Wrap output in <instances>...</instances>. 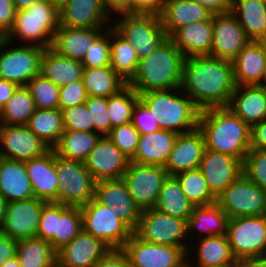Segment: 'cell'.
<instances>
[{"label":"cell","mask_w":266,"mask_h":267,"mask_svg":"<svg viewBox=\"0 0 266 267\" xmlns=\"http://www.w3.org/2000/svg\"><path fill=\"white\" fill-rule=\"evenodd\" d=\"M226 235L234 258L248 267L266 246V214L230 218Z\"/></svg>","instance_id":"8"},{"label":"cell","mask_w":266,"mask_h":267,"mask_svg":"<svg viewBox=\"0 0 266 267\" xmlns=\"http://www.w3.org/2000/svg\"><path fill=\"white\" fill-rule=\"evenodd\" d=\"M118 16L116 23L111 25L134 47L139 60L148 57L168 37L156 11Z\"/></svg>","instance_id":"6"},{"label":"cell","mask_w":266,"mask_h":267,"mask_svg":"<svg viewBox=\"0 0 266 267\" xmlns=\"http://www.w3.org/2000/svg\"><path fill=\"white\" fill-rule=\"evenodd\" d=\"M262 42H263V44H264V46L266 48V37L262 40Z\"/></svg>","instance_id":"71"},{"label":"cell","mask_w":266,"mask_h":267,"mask_svg":"<svg viewBox=\"0 0 266 267\" xmlns=\"http://www.w3.org/2000/svg\"><path fill=\"white\" fill-rule=\"evenodd\" d=\"M227 107L251 128L266 120V89L258 85H236Z\"/></svg>","instance_id":"26"},{"label":"cell","mask_w":266,"mask_h":267,"mask_svg":"<svg viewBox=\"0 0 266 267\" xmlns=\"http://www.w3.org/2000/svg\"><path fill=\"white\" fill-rule=\"evenodd\" d=\"M243 174L266 191V150L250 149L242 163Z\"/></svg>","instance_id":"48"},{"label":"cell","mask_w":266,"mask_h":267,"mask_svg":"<svg viewBox=\"0 0 266 267\" xmlns=\"http://www.w3.org/2000/svg\"><path fill=\"white\" fill-rule=\"evenodd\" d=\"M10 43L5 37H0V78L18 86H26L32 78L40 74L41 58L45 49L29 44L5 49Z\"/></svg>","instance_id":"12"},{"label":"cell","mask_w":266,"mask_h":267,"mask_svg":"<svg viewBox=\"0 0 266 267\" xmlns=\"http://www.w3.org/2000/svg\"><path fill=\"white\" fill-rule=\"evenodd\" d=\"M178 134L168 130L141 135L135 155L130 159L138 164L164 166Z\"/></svg>","instance_id":"32"},{"label":"cell","mask_w":266,"mask_h":267,"mask_svg":"<svg viewBox=\"0 0 266 267\" xmlns=\"http://www.w3.org/2000/svg\"><path fill=\"white\" fill-rule=\"evenodd\" d=\"M194 206L182 191L177 178L168 175L159 191L154 208L173 217L188 221Z\"/></svg>","instance_id":"36"},{"label":"cell","mask_w":266,"mask_h":267,"mask_svg":"<svg viewBox=\"0 0 266 267\" xmlns=\"http://www.w3.org/2000/svg\"><path fill=\"white\" fill-rule=\"evenodd\" d=\"M212 23L213 41L210 56L232 62L250 39L231 12L212 15Z\"/></svg>","instance_id":"18"},{"label":"cell","mask_w":266,"mask_h":267,"mask_svg":"<svg viewBox=\"0 0 266 267\" xmlns=\"http://www.w3.org/2000/svg\"><path fill=\"white\" fill-rule=\"evenodd\" d=\"M17 253V240L0 232V265L12 259Z\"/></svg>","instance_id":"57"},{"label":"cell","mask_w":266,"mask_h":267,"mask_svg":"<svg viewBox=\"0 0 266 267\" xmlns=\"http://www.w3.org/2000/svg\"><path fill=\"white\" fill-rule=\"evenodd\" d=\"M59 25V7L49 1L38 0L27 9L16 11L13 28L5 38L11 44L15 38H20L29 45L46 49L51 47Z\"/></svg>","instance_id":"5"},{"label":"cell","mask_w":266,"mask_h":267,"mask_svg":"<svg viewBox=\"0 0 266 267\" xmlns=\"http://www.w3.org/2000/svg\"><path fill=\"white\" fill-rule=\"evenodd\" d=\"M15 13L13 0H0V37H5L13 28Z\"/></svg>","instance_id":"55"},{"label":"cell","mask_w":266,"mask_h":267,"mask_svg":"<svg viewBox=\"0 0 266 267\" xmlns=\"http://www.w3.org/2000/svg\"><path fill=\"white\" fill-rule=\"evenodd\" d=\"M88 98L84 83L77 80L60 87L59 109L74 107L85 103Z\"/></svg>","instance_id":"52"},{"label":"cell","mask_w":266,"mask_h":267,"mask_svg":"<svg viewBox=\"0 0 266 267\" xmlns=\"http://www.w3.org/2000/svg\"><path fill=\"white\" fill-rule=\"evenodd\" d=\"M18 87L17 84L0 78V110L11 99Z\"/></svg>","instance_id":"60"},{"label":"cell","mask_w":266,"mask_h":267,"mask_svg":"<svg viewBox=\"0 0 266 267\" xmlns=\"http://www.w3.org/2000/svg\"><path fill=\"white\" fill-rule=\"evenodd\" d=\"M158 13L168 37L180 27L209 20L213 15L204 6L192 0H165Z\"/></svg>","instance_id":"29"},{"label":"cell","mask_w":266,"mask_h":267,"mask_svg":"<svg viewBox=\"0 0 266 267\" xmlns=\"http://www.w3.org/2000/svg\"><path fill=\"white\" fill-rule=\"evenodd\" d=\"M174 176L179 181L186 197L195 206L216 203L217 198L212 194L199 168L184 171Z\"/></svg>","instance_id":"44"},{"label":"cell","mask_w":266,"mask_h":267,"mask_svg":"<svg viewBox=\"0 0 266 267\" xmlns=\"http://www.w3.org/2000/svg\"><path fill=\"white\" fill-rule=\"evenodd\" d=\"M204 6L213 15L228 13L231 10V0H192Z\"/></svg>","instance_id":"59"},{"label":"cell","mask_w":266,"mask_h":267,"mask_svg":"<svg viewBox=\"0 0 266 267\" xmlns=\"http://www.w3.org/2000/svg\"><path fill=\"white\" fill-rule=\"evenodd\" d=\"M0 146L1 158L17 161L37 158L50 150L26 125L2 124Z\"/></svg>","instance_id":"17"},{"label":"cell","mask_w":266,"mask_h":267,"mask_svg":"<svg viewBox=\"0 0 266 267\" xmlns=\"http://www.w3.org/2000/svg\"><path fill=\"white\" fill-rule=\"evenodd\" d=\"M48 241L34 237L17 241L20 267H48L57 257Z\"/></svg>","instance_id":"42"},{"label":"cell","mask_w":266,"mask_h":267,"mask_svg":"<svg viewBox=\"0 0 266 267\" xmlns=\"http://www.w3.org/2000/svg\"><path fill=\"white\" fill-rule=\"evenodd\" d=\"M122 249L132 267H187V253L182 248L149 243L135 234Z\"/></svg>","instance_id":"15"},{"label":"cell","mask_w":266,"mask_h":267,"mask_svg":"<svg viewBox=\"0 0 266 267\" xmlns=\"http://www.w3.org/2000/svg\"><path fill=\"white\" fill-rule=\"evenodd\" d=\"M1 126H2V123L0 122V135H1Z\"/></svg>","instance_id":"72"},{"label":"cell","mask_w":266,"mask_h":267,"mask_svg":"<svg viewBox=\"0 0 266 267\" xmlns=\"http://www.w3.org/2000/svg\"><path fill=\"white\" fill-rule=\"evenodd\" d=\"M103 3L110 17H113V12L119 15L137 13V2L135 0H103Z\"/></svg>","instance_id":"56"},{"label":"cell","mask_w":266,"mask_h":267,"mask_svg":"<svg viewBox=\"0 0 266 267\" xmlns=\"http://www.w3.org/2000/svg\"><path fill=\"white\" fill-rule=\"evenodd\" d=\"M59 17L61 26L80 28L106 27L112 19L103 0H64Z\"/></svg>","instance_id":"23"},{"label":"cell","mask_w":266,"mask_h":267,"mask_svg":"<svg viewBox=\"0 0 266 267\" xmlns=\"http://www.w3.org/2000/svg\"><path fill=\"white\" fill-rule=\"evenodd\" d=\"M94 267H132L122 248L110 250L95 264Z\"/></svg>","instance_id":"54"},{"label":"cell","mask_w":266,"mask_h":267,"mask_svg":"<svg viewBox=\"0 0 266 267\" xmlns=\"http://www.w3.org/2000/svg\"><path fill=\"white\" fill-rule=\"evenodd\" d=\"M197 241L196 243L199 244L196 246L198 251L197 249L195 250L197 255L196 263L193 265L189 254L187 256V266H222L230 263H242L234 258L227 235L202 237Z\"/></svg>","instance_id":"37"},{"label":"cell","mask_w":266,"mask_h":267,"mask_svg":"<svg viewBox=\"0 0 266 267\" xmlns=\"http://www.w3.org/2000/svg\"><path fill=\"white\" fill-rule=\"evenodd\" d=\"M131 123L141 135L150 134L161 129L147 106L140 99L134 106Z\"/></svg>","instance_id":"53"},{"label":"cell","mask_w":266,"mask_h":267,"mask_svg":"<svg viewBox=\"0 0 266 267\" xmlns=\"http://www.w3.org/2000/svg\"><path fill=\"white\" fill-rule=\"evenodd\" d=\"M50 149L59 141L64 132L60 109H37L25 124Z\"/></svg>","instance_id":"40"},{"label":"cell","mask_w":266,"mask_h":267,"mask_svg":"<svg viewBox=\"0 0 266 267\" xmlns=\"http://www.w3.org/2000/svg\"><path fill=\"white\" fill-rule=\"evenodd\" d=\"M162 130L177 134L193 131L198 126L200 110L181 90L149 91L139 95Z\"/></svg>","instance_id":"4"},{"label":"cell","mask_w":266,"mask_h":267,"mask_svg":"<svg viewBox=\"0 0 266 267\" xmlns=\"http://www.w3.org/2000/svg\"><path fill=\"white\" fill-rule=\"evenodd\" d=\"M82 230L80 206L49 202L43 206L36 237L48 241L57 252Z\"/></svg>","instance_id":"7"},{"label":"cell","mask_w":266,"mask_h":267,"mask_svg":"<svg viewBox=\"0 0 266 267\" xmlns=\"http://www.w3.org/2000/svg\"><path fill=\"white\" fill-rule=\"evenodd\" d=\"M35 198L47 203H57L58 175L54 163V150L44 155L25 161Z\"/></svg>","instance_id":"25"},{"label":"cell","mask_w":266,"mask_h":267,"mask_svg":"<svg viewBox=\"0 0 266 267\" xmlns=\"http://www.w3.org/2000/svg\"><path fill=\"white\" fill-rule=\"evenodd\" d=\"M46 203L35 197L7 203L0 232L17 241L36 237Z\"/></svg>","instance_id":"16"},{"label":"cell","mask_w":266,"mask_h":267,"mask_svg":"<svg viewBox=\"0 0 266 267\" xmlns=\"http://www.w3.org/2000/svg\"><path fill=\"white\" fill-rule=\"evenodd\" d=\"M38 0H13V4L16 11L24 10L29 8L33 3Z\"/></svg>","instance_id":"62"},{"label":"cell","mask_w":266,"mask_h":267,"mask_svg":"<svg viewBox=\"0 0 266 267\" xmlns=\"http://www.w3.org/2000/svg\"><path fill=\"white\" fill-rule=\"evenodd\" d=\"M94 40L82 61L84 68L110 66V26Z\"/></svg>","instance_id":"49"},{"label":"cell","mask_w":266,"mask_h":267,"mask_svg":"<svg viewBox=\"0 0 266 267\" xmlns=\"http://www.w3.org/2000/svg\"><path fill=\"white\" fill-rule=\"evenodd\" d=\"M266 150V120L251 127V148Z\"/></svg>","instance_id":"58"},{"label":"cell","mask_w":266,"mask_h":267,"mask_svg":"<svg viewBox=\"0 0 266 267\" xmlns=\"http://www.w3.org/2000/svg\"><path fill=\"white\" fill-rule=\"evenodd\" d=\"M80 209L83 230L101 239L110 248H123L134 234L111 207L98 203L94 198Z\"/></svg>","instance_id":"11"},{"label":"cell","mask_w":266,"mask_h":267,"mask_svg":"<svg viewBox=\"0 0 266 267\" xmlns=\"http://www.w3.org/2000/svg\"><path fill=\"white\" fill-rule=\"evenodd\" d=\"M248 267H266V262H252Z\"/></svg>","instance_id":"69"},{"label":"cell","mask_w":266,"mask_h":267,"mask_svg":"<svg viewBox=\"0 0 266 267\" xmlns=\"http://www.w3.org/2000/svg\"><path fill=\"white\" fill-rule=\"evenodd\" d=\"M0 267H5V262L2 265H0Z\"/></svg>","instance_id":"73"},{"label":"cell","mask_w":266,"mask_h":267,"mask_svg":"<svg viewBox=\"0 0 266 267\" xmlns=\"http://www.w3.org/2000/svg\"><path fill=\"white\" fill-rule=\"evenodd\" d=\"M54 163L58 175L57 203L81 207L94 198L96 181L84 162L63 158L54 151Z\"/></svg>","instance_id":"10"},{"label":"cell","mask_w":266,"mask_h":267,"mask_svg":"<svg viewBox=\"0 0 266 267\" xmlns=\"http://www.w3.org/2000/svg\"><path fill=\"white\" fill-rule=\"evenodd\" d=\"M187 267H246L243 263H230L222 266H187Z\"/></svg>","instance_id":"65"},{"label":"cell","mask_w":266,"mask_h":267,"mask_svg":"<svg viewBox=\"0 0 266 267\" xmlns=\"http://www.w3.org/2000/svg\"><path fill=\"white\" fill-rule=\"evenodd\" d=\"M0 195L7 203L34 197L25 161L0 157Z\"/></svg>","instance_id":"30"},{"label":"cell","mask_w":266,"mask_h":267,"mask_svg":"<svg viewBox=\"0 0 266 267\" xmlns=\"http://www.w3.org/2000/svg\"><path fill=\"white\" fill-rule=\"evenodd\" d=\"M134 234L149 243L182 248L187 256L191 254L190 249L193 248L185 239L188 238L187 221L163 213L156 208L141 211Z\"/></svg>","instance_id":"9"},{"label":"cell","mask_w":266,"mask_h":267,"mask_svg":"<svg viewBox=\"0 0 266 267\" xmlns=\"http://www.w3.org/2000/svg\"><path fill=\"white\" fill-rule=\"evenodd\" d=\"M104 28L107 27L80 28L59 25L50 48L59 55L83 61L88 49Z\"/></svg>","instance_id":"27"},{"label":"cell","mask_w":266,"mask_h":267,"mask_svg":"<svg viewBox=\"0 0 266 267\" xmlns=\"http://www.w3.org/2000/svg\"><path fill=\"white\" fill-rule=\"evenodd\" d=\"M36 107L26 86H19L0 110V122L6 125H25Z\"/></svg>","instance_id":"43"},{"label":"cell","mask_w":266,"mask_h":267,"mask_svg":"<svg viewBox=\"0 0 266 267\" xmlns=\"http://www.w3.org/2000/svg\"><path fill=\"white\" fill-rule=\"evenodd\" d=\"M253 262H266V246L260 253L259 257L255 259Z\"/></svg>","instance_id":"66"},{"label":"cell","mask_w":266,"mask_h":267,"mask_svg":"<svg viewBox=\"0 0 266 267\" xmlns=\"http://www.w3.org/2000/svg\"><path fill=\"white\" fill-rule=\"evenodd\" d=\"M258 86L263 87V88L266 89V63H265V66H264V71H263V74H262L261 81L258 84Z\"/></svg>","instance_id":"67"},{"label":"cell","mask_w":266,"mask_h":267,"mask_svg":"<svg viewBox=\"0 0 266 267\" xmlns=\"http://www.w3.org/2000/svg\"><path fill=\"white\" fill-rule=\"evenodd\" d=\"M129 162L107 136H101L84 165L97 182L122 179Z\"/></svg>","instance_id":"19"},{"label":"cell","mask_w":266,"mask_h":267,"mask_svg":"<svg viewBox=\"0 0 266 267\" xmlns=\"http://www.w3.org/2000/svg\"><path fill=\"white\" fill-rule=\"evenodd\" d=\"M84 66L82 61L57 54L46 48L41 58L40 74L59 87L82 80Z\"/></svg>","instance_id":"34"},{"label":"cell","mask_w":266,"mask_h":267,"mask_svg":"<svg viewBox=\"0 0 266 267\" xmlns=\"http://www.w3.org/2000/svg\"><path fill=\"white\" fill-rule=\"evenodd\" d=\"M167 176L168 173L162 166L143 165L130 161L122 179L135 205L143 211L154 208Z\"/></svg>","instance_id":"14"},{"label":"cell","mask_w":266,"mask_h":267,"mask_svg":"<svg viewBox=\"0 0 266 267\" xmlns=\"http://www.w3.org/2000/svg\"><path fill=\"white\" fill-rule=\"evenodd\" d=\"M205 149L204 136L198 127L193 131L178 134L163 168L172 176L197 169Z\"/></svg>","instance_id":"22"},{"label":"cell","mask_w":266,"mask_h":267,"mask_svg":"<svg viewBox=\"0 0 266 267\" xmlns=\"http://www.w3.org/2000/svg\"><path fill=\"white\" fill-rule=\"evenodd\" d=\"M37 109H59L60 87L41 74L26 85Z\"/></svg>","instance_id":"46"},{"label":"cell","mask_w":266,"mask_h":267,"mask_svg":"<svg viewBox=\"0 0 266 267\" xmlns=\"http://www.w3.org/2000/svg\"><path fill=\"white\" fill-rule=\"evenodd\" d=\"M235 87L231 61L209 55L184 59L181 90L200 111L228 106Z\"/></svg>","instance_id":"1"},{"label":"cell","mask_w":266,"mask_h":267,"mask_svg":"<svg viewBox=\"0 0 266 267\" xmlns=\"http://www.w3.org/2000/svg\"><path fill=\"white\" fill-rule=\"evenodd\" d=\"M85 105L91 114V132L107 136L112 129L108 115V98L88 96Z\"/></svg>","instance_id":"47"},{"label":"cell","mask_w":266,"mask_h":267,"mask_svg":"<svg viewBox=\"0 0 266 267\" xmlns=\"http://www.w3.org/2000/svg\"><path fill=\"white\" fill-rule=\"evenodd\" d=\"M138 56L134 47L112 26L110 27V66L125 82L135 75Z\"/></svg>","instance_id":"38"},{"label":"cell","mask_w":266,"mask_h":267,"mask_svg":"<svg viewBox=\"0 0 266 267\" xmlns=\"http://www.w3.org/2000/svg\"><path fill=\"white\" fill-rule=\"evenodd\" d=\"M137 2V13L142 11H156L158 12L165 0H135Z\"/></svg>","instance_id":"61"},{"label":"cell","mask_w":266,"mask_h":267,"mask_svg":"<svg viewBox=\"0 0 266 267\" xmlns=\"http://www.w3.org/2000/svg\"><path fill=\"white\" fill-rule=\"evenodd\" d=\"M5 267H20V263L18 261V257L15 256L12 259H9L5 262Z\"/></svg>","instance_id":"64"},{"label":"cell","mask_w":266,"mask_h":267,"mask_svg":"<svg viewBox=\"0 0 266 267\" xmlns=\"http://www.w3.org/2000/svg\"><path fill=\"white\" fill-rule=\"evenodd\" d=\"M64 131H91V114L85 103L61 110Z\"/></svg>","instance_id":"51"},{"label":"cell","mask_w":266,"mask_h":267,"mask_svg":"<svg viewBox=\"0 0 266 267\" xmlns=\"http://www.w3.org/2000/svg\"><path fill=\"white\" fill-rule=\"evenodd\" d=\"M46 1H49L58 7H60L64 3V0H46Z\"/></svg>","instance_id":"70"},{"label":"cell","mask_w":266,"mask_h":267,"mask_svg":"<svg viewBox=\"0 0 266 267\" xmlns=\"http://www.w3.org/2000/svg\"><path fill=\"white\" fill-rule=\"evenodd\" d=\"M266 63V48L262 41L250 40L232 61L236 85H258Z\"/></svg>","instance_id":"31"},{"label":"cell","mask_w":266,"mask_h":267,"mask_svg":"<svg viewBox=\"0 0 266 267\" xmlns=\"http://www.w3.org/2000/svg\"><path fill=\"white\" fill-rule=\"evenodd\" d=\"M141 134L130 122L111 129L107 137L130 160L137 150Z\"/></svg>","instance_id":"50"},{"label":"cell","mask_w":266,"mask_h":267,"mask_svg":"<svg viewBox=\"0 0 266 267\" xmlns=\"http://www.w3.org/2000/svg\"><path fill=\"white\" fill-rule=\"evenodd\" d=\"M48 267H68L62 264L57 258Z\"/></svg>","instance_id":"68"},{"label":"cell","mask_w":266,"mask_h":267,"mask_svg":"<svg viewBox=\"0 0 266 267\" xmlns=\"http://www.w3.org/2000/svg\"><path fill=\"white\" fill-rule=\"evenodd\" d=\"M197 127L204 136L206 149L243 163L251 148V128L227 106L201 110Z\"/></svg>","instance_id":"2"},{"label":"cell","mask_w":266,"mask_h":267,"mask_svg":"<svg viewBox=\"0 0 266 267\" xmlns=\"http://www.w3.org/2000/svg\"><path fill=\"white\" fill-rule=\"evenodd\" d=\"M110 250L101 239L82 230L56 253L57 259L68 267H94Z\"/></svg>","instance_id":"24"},{"label":"cell","mask_w":266,"mask_h":267,"mask_svg":"<svg viewBox=\"0 0 266 267\" xmlns=\"http://www.w3.org/2000/svg\"><path fill=\"white\" fill-rule=\"evenodd\" d=\"M94 199L111 207L133 231L139 224L141 210L135 205L123 179L101 180L95 184Z\"/></svg>","instance_id":"20"},{"label":"cell","mask_w":266,"mask_h":267,"mask_svg":"<svg viewBox=\"0 0 266 267\" xmlns=\"http://www.w3.org/2000/svg\"><path fill=\"white\" fill-rule=\"evenodd\" d=\"M7 202L5 199L0 195V231L4 220L5 210H6Z\"/></svg>","instance_id":"63"},{"label":"cell","mask_w":266,"mask_h":267,"mask_svg":"<svg viewBox=\"0 0 266 267\" xmlns=\"http://www.w3.org/2000/svg\"><path fill=\"white\" fill-rule=\"evenodd\" d=\"M82 81L88 96L107 98L127 85L111 66L84 68Z\"/></svg>","instance_id":"39"},{"label":"cell","mask_w":266,"mask_h":267,"mask_svg":"<svg viewBox=\"0 0 266 267\" xmlns=\"http://www.w3.org/2000/svg\"><path fill=\"white\" fill-rule=\"evenodd\" d=\"M230 12L250 40L266 37V0H231Z\"/></svg>","instance_id":"33"},{"label":"cell","mask_w":266,"mask_h":267,"mask_svg":"<svg viewBox=\"0 0 266 267\" xmlns=\"http://www.w3.org/2000/svg\"><path fill=\"white\" fill-rule=\"evenodd\" d=\"M169 38L186 58L209 55L213 41L212 17L176 29Z\"/></svg>","instance_id":"28"},{"label":"cell","mask_w":266,"mask_h":267,"mask_svg":"<svg viewBox=\"0 0 266 267\" xmlns=\"http://www.w3.org/2000/svg\"><path fill=\"white\" fill-rule=\"evenodd\" d=\"M138 100L139 95L128 84L108 97V115L112 128L131 122L133 109Z\"/></svg>","instance_id":"45"},{"label":"cell","mask_w":266,"mask_h":267,"mask_svg":"<svg viewBox=\"0 0 266 267\" xmlns=\"http://www.w3.org/2000/svg\"><path fill=\"white\" fill-rule=\"evenodd\" d=\"M185 57L167 37L148 57L138 61L134 77L127 83L138 94L181 88Z\"/></svg>","instance_id":"3"},{"label":"cell","mask_w":266,"mask_h":267,"mask_svg":"<svg viewBox=\"0 0 266 267\" xmlns=\"http://www.w3.org/2000/svg\"><path fill=\"white\" fill-rule=\"evenodd\" d=\"M228 220L229 217L217 203L194 206L191 217L187 221L189 243L191 241L189 238L193 239L190 236L194 232H197V234L201 232L199 235L203 238L226 235Z\"/></svg>","instance_id":"35"},{"label":"cell","mask_w":266,"mask_h":267,"mask_svg":"<svg viewBox=\"0 0 266 267\" xmlns=\"http://www.w3.org/2000/svg\"><path fill=\"white\" fill-rule=\"evenodd\" d=\"M199 169L216 198L243 173L240 160L208 149L203 153Z\"/></svg>","instance_id":"21"},{"label":"cell","mask_w":266,"mask_h":267,"mask_svg":"<svg viewBox=\"0 0 266 267\" xmlns=\"http://www.w3.org/2000/svg\"><path fill=\"white\" fill-rule=\"evenodd\" d=\"M216 203L230 218L266 214V191L243 173L217 197Z\"/></svg>","instance_id":"13"},{"label":"cell","mask_w":266,"mask_h":267,"mask_svg":"<svg viewBox=\"0 0 266 267\" xmlns=\"http://www.w3.org/2000/svg\"><path fill=\"white\" fill-rule=\"evenodd\" d=\"M101 135L91 131H64L52 148L58 156L84 162Z\"/></svg>","instance_id":"41"}]
</instances>
